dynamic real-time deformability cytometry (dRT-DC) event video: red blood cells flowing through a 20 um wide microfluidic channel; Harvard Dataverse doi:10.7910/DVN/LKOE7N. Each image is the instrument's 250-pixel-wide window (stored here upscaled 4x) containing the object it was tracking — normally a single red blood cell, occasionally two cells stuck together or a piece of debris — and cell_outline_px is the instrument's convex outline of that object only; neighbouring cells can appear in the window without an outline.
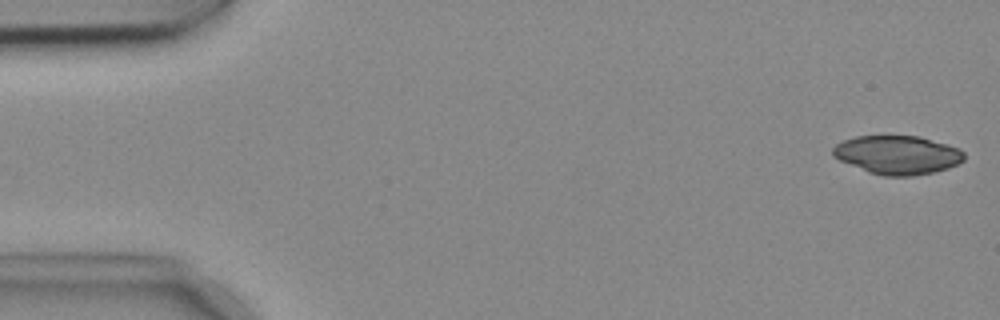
{"species": "common noctule bat (a hibernating species)", "species_latin": "Nyctalus noctula", "temperature_condition": "cold", "stored_images_in_passage": 53, "camera_frame_rate_fps": 3000, "um_per_image_px": 0.085, "animal": {"sex": "female", "body_mass_g": 18.4}, "frame": {"image": 1, "passage_image": 1, "time_ms": 0.0, "image_size_px": [1000, 320], "cell_outline_px": [[964, 160], [948, 168], [932, 172], [912, 176], [884, 176], [868, 172], [840, 160], [832, 156], [832, 148], [836, 144], [844, 140], [856, 136], [920, 136], [948, 144], [960, 148], [964, 152]], "centroid_in_image_um": [76.29, 13.16], "position_along_channel_um": 8.7, "area_um2": 29.59}}